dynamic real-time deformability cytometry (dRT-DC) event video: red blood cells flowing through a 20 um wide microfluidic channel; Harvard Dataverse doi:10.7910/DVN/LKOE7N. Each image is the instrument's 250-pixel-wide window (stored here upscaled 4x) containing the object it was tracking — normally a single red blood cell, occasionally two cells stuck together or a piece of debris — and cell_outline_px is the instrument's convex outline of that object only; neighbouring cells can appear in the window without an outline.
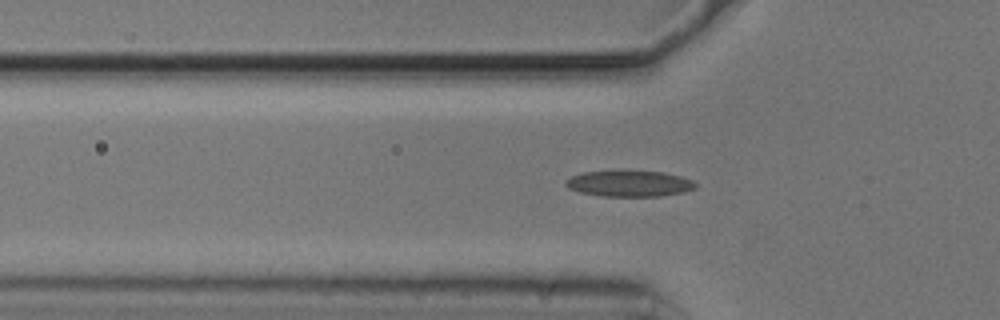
{"species": "common noctule bat (a hibernating species)", "species_latin": "Nyctalus noctula", "temperature_condition": "cold", "stored_images_in_passage": 39, "camera_frame_rate_fps": 3000, "um_per_image_px": 0.085, "animal": {"sex": "male", "body_mass_g": 20.5, "forearm_length_mm": 52.5}, "frame": {"image": 1, "passage_image": 3, "time_ms": 0.667, "image_size_px": [1000, 320], "cell_outline_px": [[696, 188], [684, 192], [660, 196], [600, 196], [580, 192], [568, 188], [564, 184], [564, 180], [572, 176], [584, 172], [664, 172], [680, 176], [692, 180], [696, 184]], "centroid_in_image_um": [53.49, 15.62], "position_along_channel_um": 72.3, "area_um2": 19.36}}
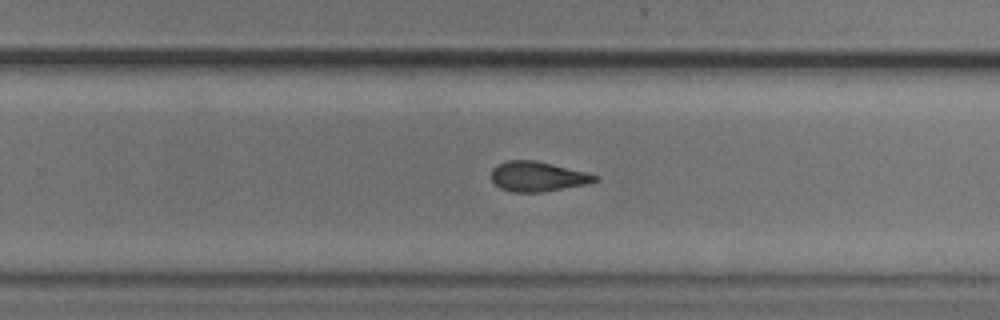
{"frame": {"image": 2, "passage_image": 20, "time_ms": 6.333, "image_size_px": [1000, 320], "cell_outline_px": [[600, 180], [588, 184], [544, 192], [512, 192], [500, 188], [492, 180], [492, 168], [496, 164], [504, 160], [536, 160], [600, 176]], "centroid_in_image_um": [45.7, 15.0], "position_along_channel_um": 284.1, "area_um2": 18.21}}
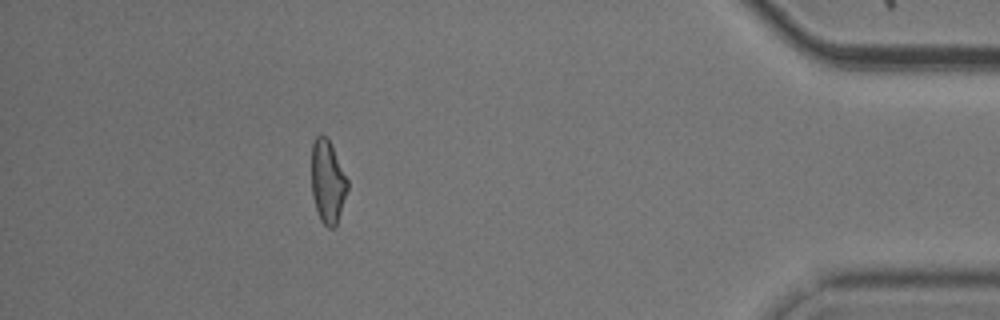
{"frame": {"image": 3, "passage_image": 34, "time_ms": 11.0, "image_size_px": [1000, 320], "cell_outline_px": [[348, 188], [336, 228], [328, 228], [320, 220], [312, 196], [312, 144], [316, 136], [320, 132], [328, 136], [348, 180]], "centroid_in_image_um": [27.85, 15.42], "position_along_channel_um": 407.3, "area_um2": 17.69}, "authors_computed_cell_mechanics": {"area_um2": 18.207, "velocity_mm_per_s": 3.7176, "shape_relaxation_time_tau1_ms": null, "shape_relaxation_time_tau2_ms": 2.729, "deformation_change_tau1": null, "deformation_change_tau2": 0.1136}}